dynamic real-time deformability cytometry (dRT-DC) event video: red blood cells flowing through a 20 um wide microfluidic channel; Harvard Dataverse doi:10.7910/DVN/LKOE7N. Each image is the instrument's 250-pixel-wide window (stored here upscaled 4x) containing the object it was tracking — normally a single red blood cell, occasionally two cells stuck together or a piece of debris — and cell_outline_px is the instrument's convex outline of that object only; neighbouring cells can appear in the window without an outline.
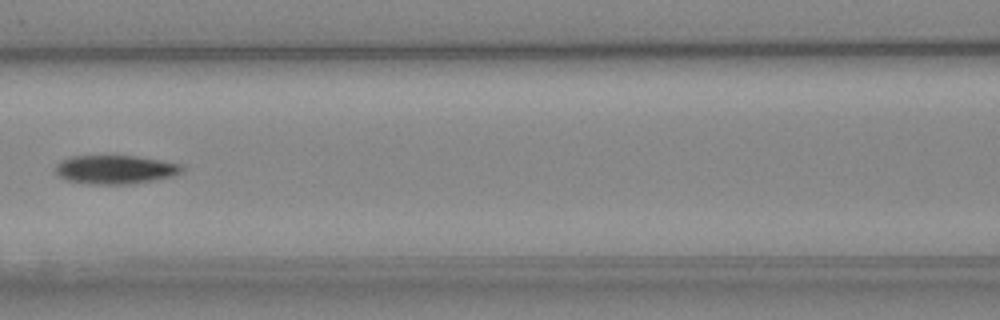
{"species": "Egyptian fruit bat (a non-hibernating species)", "species_latin": "Rousettus aegyptiacus", "temperature_condition": "cold", "stored_images_in_passage": 8, "camera_frame_rate_fps": 3000, "um_per_image_px": 0.085, "animal": {"sex": "female"}, "frame": {"image": 1, "passage_image": 7, "time_ms": 7.0, "image_size_px": [1000, 320], "cell_outline_px": [[184, 168], [176, 176], [132, 184], [92, 184], [68, 180], [56, 176], [56, 164], [60, 160], [72, 156], [136, 156], [184, 164]], "centroid_in_image_um": [9.82, 14.41], "position_along_channel_um": 156.8, "area_um2": 21.33}}
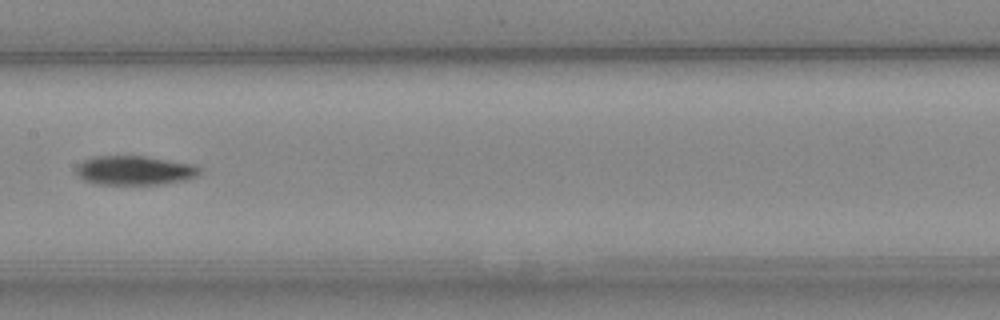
{"frame": {"image": 2, "passage_image": 8, "time_ms": 8.0, "image_size_px": [1000, 320], "cell_outline_px": [[204, 172], [188, 180], [164, 184], [96, 184], [84, 180], [76, 172], [76, 164], [92, 156], [144, 156], [192, 164], [200, 168]], "centroid_in_image_um": [11.46, 14.49], "position_along_channel_um": 195.9, "area_um2": 21.15}}